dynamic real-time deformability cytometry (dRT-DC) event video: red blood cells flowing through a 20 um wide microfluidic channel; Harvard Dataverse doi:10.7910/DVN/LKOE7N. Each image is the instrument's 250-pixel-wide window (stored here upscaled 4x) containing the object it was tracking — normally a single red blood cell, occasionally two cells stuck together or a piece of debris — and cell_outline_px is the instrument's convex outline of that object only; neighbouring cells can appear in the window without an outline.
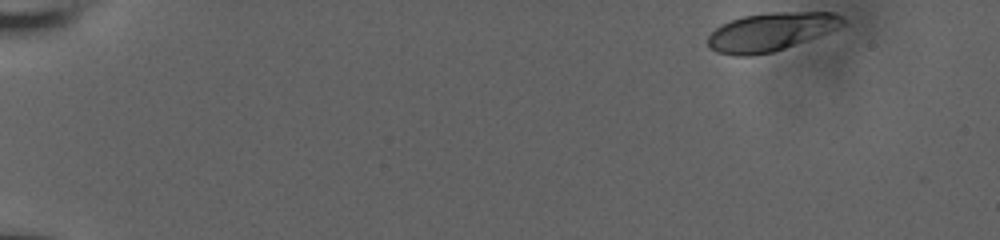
{"species": "human", "species_latin": "Homo sapiens", "temperature_condition": "room temperature", "stored_images_in_passage": 51, "camera_frame_rate_fps": 3000, "um_per_image_px": 0.085, "donor": {"sex": "male"}, "frame": {"image": 1, "passage_image": 1, "time_ms": 0.0, "image_size_px": [1000, 240], "cell_outline_px": [[844, 24], [828, 32], [784, 48], [772, 52], [748, 56], [732, 56], [716, 52], [708, 48], [708, 36], [720, 24], [744, 16], [772, 12], [832, 12], [840, 16], [844, 20]], "centroid_in_image_um": [65.46, 2.71], "position_along_channel_um": 19.5, "area_um2": 29.82}}
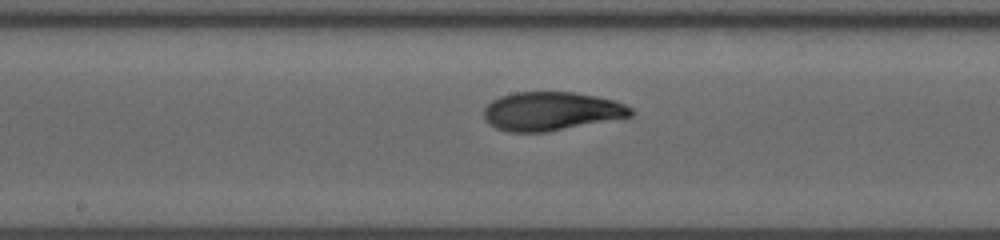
{"frame": {"image": 2, "passage_image": 27, "time_ms": 8.667, "image_size_px": [1000, 240], "cell_outline_px": [[636, 112], [632, 116], [624, 120], [548, 132], [508, 132], [496, 128], [488, 124], [484, 120], [484, 108], [492, 100], [500, 96], [516, 92], [572, 92], [596, 96], [616, 100], [632, 108]], "centroid_in_image_um": [46.95, 9.48], "position_along_channel_um": 201.2, "area_um2": 34.1}}
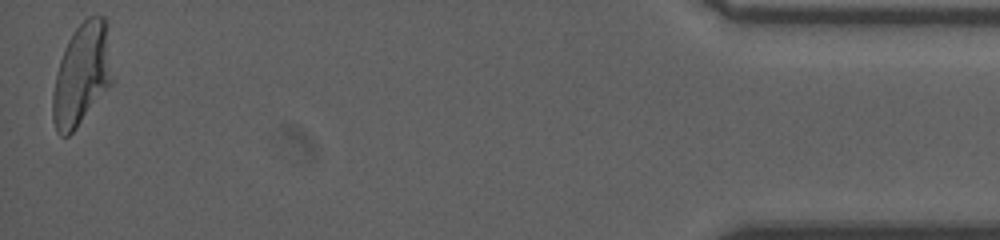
{"frame": {"image": 3, "passage_image": 51, "time_ms": 16.667, "image_size_px": [1000, 240], "cell_outline_px": [[112, 84], [76, 128], [68, 136], [60, 136], [56, 132], [52, 120], [52, 96], [56, 76], [60, 60], [68, 40], [76, 28], [88, 16], [104, 16]], "centroid_in_image_um": [6.9, 6.4], "position_along_channel_um": 428.3, "area_um2": 34.62}, "authors_computed_cell_mechanics": {"area_um2": 32.8304, "velocity_mm_per_s": 3.8275, "shape_relaxation_time_tau1_ms": 3.8666, "shape_relaxation_time_tau2_ms": 1.1621, "deformation_change_tau1": 0.1647, "deformation_change_tau2": 0.056}}